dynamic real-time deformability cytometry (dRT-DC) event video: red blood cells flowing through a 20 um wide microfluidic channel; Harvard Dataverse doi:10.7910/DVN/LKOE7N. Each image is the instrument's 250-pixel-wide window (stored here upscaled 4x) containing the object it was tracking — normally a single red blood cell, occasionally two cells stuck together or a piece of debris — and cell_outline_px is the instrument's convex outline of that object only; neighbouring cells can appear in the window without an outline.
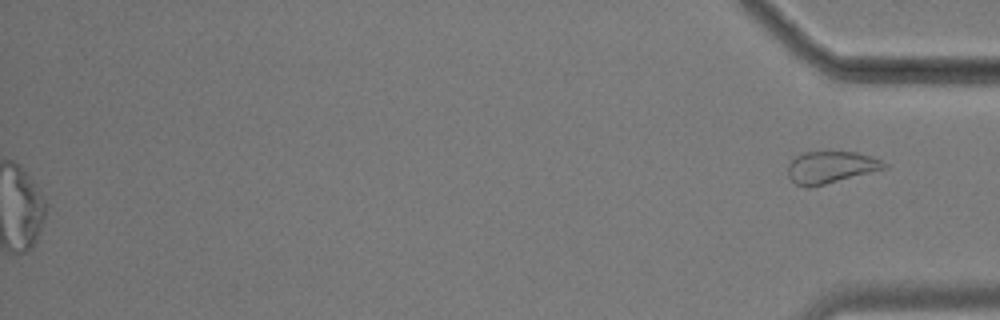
{"species": "common noctule bat (a hibernating species)", "species_latin": "Nyctalus noctula", "temperature_condition": "cold", "stored_images_in_passage": 48, "segment_of_instrument_passage": [2, 2], "camera_frame_rate_fps": 3000, "um_per_image_px": 0.085, "animal": {"sex": "male", "body_mass_g": 17.9}, "frame": {"image": 1, "passage_image": 48, "time_ms": 15.667, "image_size_px": [1000, 320], "cell_outline_px": [[888, 168], [808, 188], [796, 184], [788, 176], [788, 164], [792, 156], [800, 152], [828, 148], [856, 152], [880, 160], [888, 164]], "centroid_in_image_um": [70.56, 14.15], "position_along_channel_um": 364.6, "area_um2": 18.79}}